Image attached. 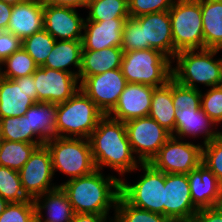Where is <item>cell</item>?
Returning <instances> with one entry per match:
<instances>
[{"label": "cell", "mask_w": 222, "mask_h": 222, "mask_svg": "<svg viewBox=\"0 0 222 222\" xmlns=\"http://www.w3.org/2000/svg\"><path fill=\"white\" fill-rule=\"evenodd\" d=\"M88 139L96 169L108 166L123 175L138 168L124 122L104 115Z\"/></svg>", "instance_id": "6da1fadb"}, {"label": "cell", "mask_w": 222, "mask_h": 222, "mask_svg": "<svg viewBox=\"0 0 222 222\" xmlns=\"http://www.w3.org/2000/svg\"><path fill=\"white\" fill-rule=\"evenodd\" d=\"M121 179L105 178L99 169L61 184L75 213L107 215L120 196ZM113 188V189H112ZM114 204V205H112Z\"/></svg>", "instance_id": "7a4b0ae2"}, {"label": "cell", "mask_w": 222, "mask_h": 222, "mask_svg": "<svg viewBox=\"0 0 222 222\" xmlns=\"http://www.w3.org/2000/svg\"><path fill=\"white\" fill-rule=\"evenodd\" d=\"M194 50L179 51L176 68H172V78L181 85L197 88L196 83L206 86H222V58L213 60L217 49H200L195 53ZM196 82V83H195Z\"/></svg>", "instance_id": "3957f363"}, {"label": "cell", "mask_w": 222, "mask_h": 222, "mask_svg": "<svg viewBox=\"0 0 222 222\" xmlns=\"http://www.w3.org/2000/svg\"><path fill=\"white\" fill-rule=\"evenodd\" d=\"M103 116L96 104L79 89L70 99L57 104L56 137L74 135V138L88 139Z\"/></svg>", "instance_id": "277c9868"}, {"label": "cell", "mask_w": 222, "mask_h": 222, "mask_svg": "<svg viewBox=\"0 0 222 222\" xmlns=\"http://www.w3.org/2000/svg\"><path fill=\"white\" fill-rule=\"evenodd\" d=\"M171 59L155 49L126 51L121 70L128 83L159 87L172 78Z\"/></svg>", "instance_id": "5b68a950"}, {"label": "cell", "mask_w": 222, "mask_h": 222, "mask_svg": "<svg viewBox=\"0 0 222 222\" xmlns=\"http://www.w3.org/2000/svg\"><path fill=\"white\" fill-rule=\"evenodd\" d=\"M54 137L45 145L52 157L53 172L60 170L70 179L88 175L96 170L89 139Z\"/></svg>", "instance_id": "8992f818"}, {"label": "cell", "mask_w": 222, "mask_h": 222, "mask_svg": "<svg viewBox=\"0 0 222 222\" xmlns=\"http://www.w3.org/2000/svg\"><path fill=\"white\" fill-rule=\"evenodd\" d=\"M174 57L182 50L203 49L201 0H175L169 10Z\"/></svg>", "instance_id": "52a82bcc"}, {"label": "cell", "mask_w": 222, "mask_h": 222, "mask_svg": "<svg viewBox=\"0 0 222 222\" xmlns=\"http://www.w3.org/2000/svg\"><path fill=\"white\" fill-rule=\"evenodd\" d=\"M144 176L133 185L121 180L120 194L133 206L164 215L165 173L150 163H140Z\"/></svg>", "instance_id": "ba28073f"}, {"label": "cell", "mask_w": 222, "mask_h": 222, "mask_svg": "<svg viewBox=\"0 0 222 222\" xmlns=\"http://www.w3.org/2000/svg\"><path fill=\"white\" fill-rule=\"evenodd\" d=\"M149 163L165 174H188L202 163V145L171 136Z\"/></svg>", "instance_id": "9c48e42d"}, {"label": "cell", "mask_w": 222, "mask_h": 222, "mask_svg": "<svg viewBox=\"0 0 222 222\" xmlns=\"http://www.w3.org/2000/svg\"><path fill=\"white\" fill-rule=\"evenodd\" d=\"M125 126L132 151L139 155V163H149L172 136L150 116L132 119Z\"/></svg>", "instance_id": "30bf717a"}, {"label": "cell", "mask_w": 222, "mask_h": 222, "mask_svg": "<svg viewBox=\"0 0 222 222\" xmlns=\"http://www.w3.org/2000/svg\"><path fill=\"white\" fill-rule=\"evenodd\" d=\"M37 103V91L33 74L17 79L0 76V119L22 117Z\"/></svg>", "instance_id": "8fae6325"}, {"label": "cell", "mask_w": 222, "mask_h": 222, "mask_svg": "<svg viewBox=\"0 0 222 222\" xmlns=\"http://www.w3.org/2000/svg\"><path fill=\"white\" fill-rule=\"evenodd\" d=\"M23 191L30 199L55 189L60 185L50 186L54 175L52 157L44 144L38 146L24 166L19 170Z\"/></svg>", "instance_id": "7c38bea8"}, {"label": "cell", "mask_w": 222, "mask_h": 222, "mask_svg": "<svg viewBox=\"0 0 222 222\" xmlns=\"http://www.w3.org/2000/svg\"><path fill=\"white\" fill-rule=\"evenodd\" d=\"M127 84L120 68L86 77L79 87L107 115L117 104Z\"/></svg>", "instance_id": "4fadbf2b"}, {"label": "cell", "mask_w": 222, "mask_h": 222, "mask_svg": "<svg viewBox=\"0 0 222 222\" xmlns=\"http://www.w3.org/2000/svg\"><path fill=\"white\" fill-rule=\"evenodd\" d=\"M37 102L60 104L70 99L79 89L78 77L70 72L38 67L34 74Z\"/></svg>", "instance_id": "5bb4252c"}, {"label": "cell", "mask_w": 222, "mask_h": 222, "mask_svg": "<svg viewBox=\"0 0 222 222\" xmlns=\"http://www.w3.org/2000/svg\"><path fill=\"white\" fill-rule=\"evenodd\" d=\"M164 216L174 222H192L198 209L194 206L187 174H165Z\"/></svg>", "instance_id": "9a60e30c"}, {"label": "cell", "mask_w": 222, "mask_h": 222, "mask_svg": "<svg viewBox=\"0 0 222 222\" xmlns=\"http://www.w3.org/2000/svg\"><path fill=\"white\" fill-rule=\"evenodd\" d=\"M84 23L75 8L44 4L43 26L55 40L81 41Z\"/></svg>", "instance_id": "2e32d148"}, {"label": "cell", "mask_w": 222, "mask_h": 222, "mask_svg": "<svg viewBox=\"0 0 222 222\" xmlns=\"http://www.w3.org/2000/svg\"><path fill=\"white\" fill-rule=\"evenodd\" d=\"M154 88L144 84L128 83L117 104L107 115L124 123L148 116Z\"/></svg>", "instance_id": "e0dca14e"}, {"label": "cell", "mask_w": 222, "mask_h": 222, "mask_svg": "<svg viewBox=\"0 0 222 222\" xmlns=\"http://www.w3.org/2000/svg\"><path fill=\"white\" fill-rule=\"evenodd\" d=\"M143 27L144 49H155L174 60L169 11L144 14L135 18Z\"/></svg>", "instance_id": "ac0fdd59"}, {"label": "cell", "mask_w": 222, "mask_h": 222, "mask_svg": "<svg viewBox=\"0 0 222 222\" xmlns=\"http://www.w3.org/2000/svg\"><path fill=\"white\" fill-rule=\"evenodd\" d=\"M190 194L197 209L222 205V184L203 163L187 174Z\"/></svg>", "instance_id": "d6986e66"}, {"label": "cell", "mask_w": 222, "mask_h": 222, "mask_svg": "<svg viewBox=\"0 0 222 222\" xmlns=\"http://www.w3.org/2000/svg\"><path fill=\"white\" fill-rule=\"evenodd\" d=\"M127 18L104 21H86L82 34L83 50L99 51L109 47H121L122 31Z\"/></svg>", "instance_id": "ffe728a7"}, {"label": "cell", "mask_w": 222, "mask_h": 222, "mask_svg": "<svg viewBox=\"0 0 222 222\" xmlns=\"http://www.w3.org/2000/svg\"><path fill=\"white\" fill-rule=\"evenodd\" d=\"M43 14L44 4L41 0L13 5L7 31L23 40L44 28Z\"/></svg>", "instance_id": "44dd1931"}, {"label": "cell", "mask_w": 222, "mask_h": 222, "mask_svg": "<svg viewBox=\"0 0 222 222\" xmlns=\"http://www.w3.org/2000/svg\"><path fill=\"white\" fill-rule=\"evenodd\" d=\"M123 53L121 47H109L99 51L82 50L78 80L81 79V83L86 77L120 69Z\"/></svg>", "instance_id": "7402d4cb"}, {"label": "cell", "mask_w": 222, "mask_h": 222, "mask_svg": "<svg viewBox=\"0 0 222 222\" xmlns=\"http://www.w3.org/2000/svg\"><path fill=\"white\" fill-rule=\"evenodd\" d=\"M42 198H44V204L40 200ZM33 201L35 213L41 222H71L75 214L72 204L61 186L37 196ZM43 209L48 211L49 216L46 219H42L44 218L42 215Z\"/></svg>", "instance_id": "603a6c76"}, {"label": "cell", "mask_w": 222, "mask_h": 222, "mask_svg": "<svg viewBox=\"0 0 222 222\" xmlns=\"http://www.w3.org/2000/svg\"><path fill=\"white\" fill-rule=\"evenodd\" d=\"M175 132L176 135H172L176 138H182L186 135L195 136L200 133L205 135L204 145L209 143L215 138V132L212 129H208L212 124H215L200 108L198 110H192L186 108L185 110H176L175 113ZM180 136V137H179Z\"/></svg>", "instance_id": "cb8c5ba5"}, {"label": "cell", "mask_w": 222, "mask_h": 222, "mask_svg": "<svg viewBox=\"0 0 222 222\" xmlns=\"http://www.w3.org/2000/svg\"><path fill=\"white\" fill-rule=\"evenodd\" d=\"M203 49H222V0H201Z\"/></svg>", "instance_id": "d4e9b609"}, {"label": "cell", "mask_w": 222, "mask_h": 222, "mask_svg": "<svg viewBox=\"0 0 222 222\" xmlns=\"http://www.w3.org/2000/svg\"><path fill=\"white\" fill-rule=\"evenodd\" d=\"M176 109L172 101V78L165 84L155 87L148 116L154 119L171 135L175 132Z\"/></svg>", "instance_id": "484cf974"}, {"label": "cell", "mask_w": 222, "mask_h": 222, "mask_svg": "<svg viewBox=\"0 0 222 222\" xmlns=\"http://www.w3.org/2000/svg\"><path fill=\"white\" fill-rule=\"evenodd\" d=\"M28 119L29 131L39 134L44 143L56 136L57 104L34 103L25 113Z\"/></svg>", "instance_id": "4316f807"}, {"label": "cell", "mask_w": 222, "mask_h": 222, "mask_svg": "<svg viewBox=\"0 0 222 222\" xmlns=\"http://www.w3.org/2000/svg\"><path fill=\"white\" fill-rule=\"evenodd\" d=\"M82 50V41L56 40L52 52L42 67L70 72L78 77L81 67ZM72 64L78 68V72H72L66 68Z\"/></svg>", "instance_id": "83f0119b"}, {"label": "cell", "mask_w": 222, "mask_h": 222, "mask_svg": "<svg viewBox=\"0 0 222 222\" xmlns=\"http://www.w3.org/2000/svg\"><path fill=\"white\" fill-rule=\"evenodd\" d=\"M37 147V144L2 139L0 144V166L19 171Z\"/></svg>", "instance_id": "f1b7e54d"}, {"label": "cell", "mask_w": 222, "mask_h": 222, "mask_svg": "<svg viewBox=\"0 0 222 222\" xmlns=\"http://www.w3.org/2000/svg\"><path fill=\"white\" fill-rule=\"evenodd\" d=\"M86 8L90 11L85 21L130 17L128 0H89Z\"/></svg>", "instance_id": "f546056e"}, {"label": "cell", "mask_w": 222, "mask_h": 222, "mask_svg": "<svg viewBox=\"0 0 222 222\" xmlns=\"http://www.w3.org/2000/svg\"><path fill=\"white\" fill-rule=\"evenodd\" d=\"M0 129L2 139L14 142H27L42 146L45 143L41 139L34 140L36 135L29 131L28 119L25 115L22 117H5L0 119Z\"/></svg>", "instance_id": "4dcf8cb0"}, {"label": "cell", "mask_w": 222, "mask_h": 222, "mask_svg": "<svg viewBox=\"0 0 222 222\" xmlns=\"http://www.w3.org/2000/svg\"><path fill=\"white\" fill-rule=\"evenodd\" d=\"M114 208V222H174L164 215L131 205L121 194Z\"/></svg>", "instance_id": "1f68e13d"}, {"label": "cell", "mask_w": 222, "mask_h": 222, "mask_svg": "<svg viewBox=\"0 0 222 222\" xmlns=\"http://www.w3.org/2000/svg\"><path fill=\"white\" fill-rule=\"evenodd\" d=\"M56 40L43 28L22 40V48L41 67L52 52Z\"/></svg>", "instance_id": "d6a6232c"}, {"label": "cell", "mask_w": 222, "mask_h": 222, "mask_svg": "<svg viewBox=\"0 0 222 222\" xmlns=\"http://www.w3.org/2000/svg\"><path fill=\"white\" fill-rule=\"evenodd\" d=\"M0 196L9 203L30 200L23 191L19 171L0 166Z\"/></svg>", "instance_id": "836d02e7"}, {"label": "cell", "mask_w": 222, "mask_h": 222, "mask_svg": "<svg viewBox=\"0 0 222 222\" xmlns=\"http://www.w3.org/2000/svg\"><path fill=\"white\" fill-rule=\"evenodd\" d=\"M2 64L7 65V70L1 71L0 76L13 80L32 75L38 68L35 61L22 47L6 58Z\"/></svg>", "instance_id": "e575fe53"}, {"label": "cell", "mask_w": 222, "mask_h": 222, "mask_svg": "<svg viewBox=\"0 0 222 222\" xmlns=\"http://www.w3.org/2000/svg\"><path fill=\"white\" fill-rule=\"evenodd\" d=\"M172 101L176 110L201 108V91L181 85L172 78Z\"/></svg>", "instance_id": "d590c367"}, {"label": "cell", "mask_w": 222, "mask_h": 222, "mask_svg": "<svg viewBox=\"0 0 222 222\" xmlns=\"http://www.w3.org/2000/svg\"><path fill=\"white\" fill-rule=\"evenodd\" d=\"M121 48L123 52L144 49L143 27L133 17L125 20Z\"/></svg>", "instance_id": "8d00e7d4"}, {"label": "cell", "mask_w": 222, "mask_h": 222, "mask_svg": "<svg viewBox=\"0 0 222 222\" xmlns=\"http://www.w3.org/2000/svg\"><path fill=\"white\" fill-rule=\"evenodd\" d=\"M204 146L202 147V163L215 174L222 184V140L214 138Z\"/></svg>", "instance_id": "74e56055"}, {"label": "cell", "mask_w": 222, "mask_h": 222, "mask_svg": "<svg viewBox=\"0 0 222 222\" xmlns=\"http://www.w3.org/2000/svg\"><path fill=\"white\" fill-rule=\"evenodd\" d=\"M33 199L9 203L0 215V222H28L35 216Z\"/></svg>", "instance_id": "f35d334b"}, {"label": "cell", "mask_w": 222, "mask_h": 222, "mask_svg": "<svg viewBox=\"0 0 222 222\" xmlns=\"http://www.w3.org/2000/svg\"><path fill=\"white\" fill-rule=\"evenodd\" d=\"M201 109L216 124L222 119V86L212 87L201 93Z\"/></svg>", "instance_id": "ab89813d"}, {"label": "cell", "mask_w": 222, "mask_h": 222, "mask_svg": "<svg viewBox=\"0 0 222 222\" xmlns=\"http://www.w3.org/2000/svg\"><path fill=\"white\" fill-rule=\"evenodd\" d=\"M175 0H128L129 15L136 18L144 14L169 11Z\"/></svg>", "instance_id": "60d3db41"}, {"label": "cell", "mask_w": 222, "mask_h": 222, "mask_svg": "<svg viewBox=\"0 0 222 222\" xmlns=\"http://www.w3.org/2000/svg\"><path fill=\"white\" fill-rule=\"evenodd\" d=\"M22 47V40L11 32L0 31V61L3 62Z\"/></svg>", "instance_id": "b9f144b4"}, {"label": "cell", "mask_w": 222, "mask_h": 222, "mask_svg": "<svg viewBox=\"0 0 222 222\" xmlns=\"http://www.w3.org/2000/svg\"><path fill=\"white\" fill-rule=\"evenodd\" d=\"M192 222H222V205L198 209Z\"/></svg>", "instance_id": "7bdbcfd3"}, {"label": "cell", "mask_w": 222, "mask_h": 222, "mask_svg": "<svg viewBox=\"0 0 222 222\" xmlns=\"http://www.w3.org/2000/svg\"><path fill=\"white\" fill-rule=\"evenodd\" d=\"M13 5L0 1V31H7Z\"/></svg>", "instance_id": "ee69618b"}, {"label": "cell", "mask_w": 222, "mask_h": 222, "mask_svg": "<svg viewBox=\"0 0 222 222\" xmlns=\"http://www.w3.org/2000/svg\"><path fill=\"white\" fill-rule=\"evenodd\" d=\"M43 4L63 7H86L89 0H41Z\"/></svg>", "instance_id": "f6af8a7d"}, {"label": "cell", "mask_w": 222, "mask_h": 222, "mask_svg": "<svg viewBox=\"0 0 222 222\" xmlns=\"http://www.w3.org/2000/svg\"><path fill=\"white\" fill-rule=\"evenodd\" d=\"M106 219L107 215L75 213L71 222H105Z\"/></svg>", "instance_id": "bcb514c9"}, {"label": "cell", "mask_w": 222, "mask_h": 222, "mask_svg": "<svg viewBox=\"0 0 222 222\" xmlns=\"http://www.w3.org/2000/svg\"><path fill=\"white\" fill-rule=\"evenodd\" d=\"M8 204H9V202L0 196V215L6 209Z\"/></svg>", "instance_id": "7dc6e473"}, {"label": "cell", "mask_w": 222, "mask_h": 222, "mask_svg": "<svg viewBox=\"0 0 222 222\" xmlns=\"http://www.w3.org/2000/svg\"><path fill=\"white\" fill-rule=\"evenodd\" d=\"M0 1H3V2L11 4V5H16V4H20V3H25L30 0H0Z\"/></svg>", "instance_id": "c3c4849f"}, {"label": "cell", "mask_w": 222, "mask_h": 222, "mask_svg": "<svg viewBox=\"0 0 222 222\" xmlns=\"http://www.w3.org/2000/svg\"><path fill=\"white\" fill-rule=\"evenodd\" d=\"M220 121H222V119L221 120H219L218 122H220ZM215 139H220V140H222V132H215Z\"/></svg>", "instance_id": "681fc988"}, {"label": "cell", "mask_w": 222, "mask_h": 222, "mask_svg": "<svg viewBox=\"0 0 222 222\" xmlns=\"http://www.w3.org/2000/svg\"><path fill=\"white\" fill-rule=\"evenodd\" d=\"M28 222H41L37 215L33 216Z\"/></svg>", "instance_id": "f907efd6"}, {"label": "cell", "mask_w": 222, "mask_h": 222, "mask_svg": "<svg viewBox=\"0 0 222 222\" xmlns=\"http://www.w3.org/2000/svg\"><path fill=\"white\" fill-rule=\"evenodd\" d=\"M2 142V135H1V129H0V144Z\"/></svg>", "instance_id": "816d5d0a"}]
</instances>
